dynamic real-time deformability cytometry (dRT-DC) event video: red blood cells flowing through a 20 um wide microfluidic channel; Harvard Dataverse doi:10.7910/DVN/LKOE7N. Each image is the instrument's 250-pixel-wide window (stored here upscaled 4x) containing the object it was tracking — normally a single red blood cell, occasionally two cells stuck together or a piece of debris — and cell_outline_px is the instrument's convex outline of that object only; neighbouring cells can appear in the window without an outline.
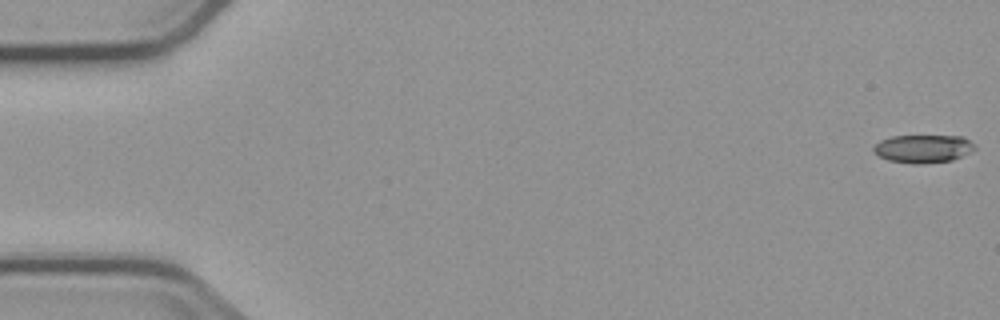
{"species": "common noctule bat (a hibernating species)", "species_latin": "Nyctalus noctula", "temperature_condition": "cold", "stored_images_in_passage": 7, "camera_frame_rate_fps": 3000, "um_per_image_px": 0.085, "animal": {"sex": "male", "body_mass_g": 23.1, "forearm_length_mm": 52.7}, "frame": {"image": 1, "passage_image": 1, "time_ms": 0.0, "image_size_px": [1000, 320], "cell_outline_px": [[976, 148], [952, 160], [916, 164], [888, 160], [880, 156], [872, 148], [880, 140], [892, 136], [964, 136], [976, 144]], "centroid_in_image_um": [78.48, 12.62], "position_along_channel_um": 6.5, "area_um2": 16.36}}
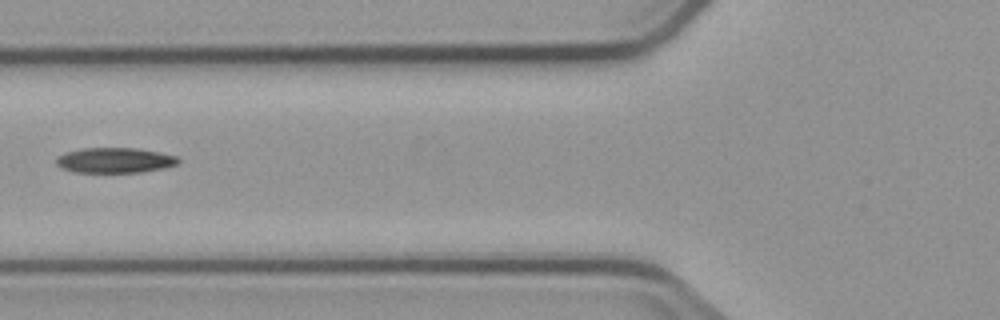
{"frame": {"image": 2, "passage_image": 6, "time_ms": 7.0, "image_size_px": [1000, 320], "cell_outline_px": [[180, 160], [176, 164], [164, 168], [140, 172], [72, 172], [60, 168], [56, 164], [56, 160], [60, 156], [68, 152], [84, 148], [136, 148], [160, 152], [176, 156]], "centroid_in_image_um": [9.76, 13.63], "position_along_channel_um": 116.0, "area_um2": 17.8}}
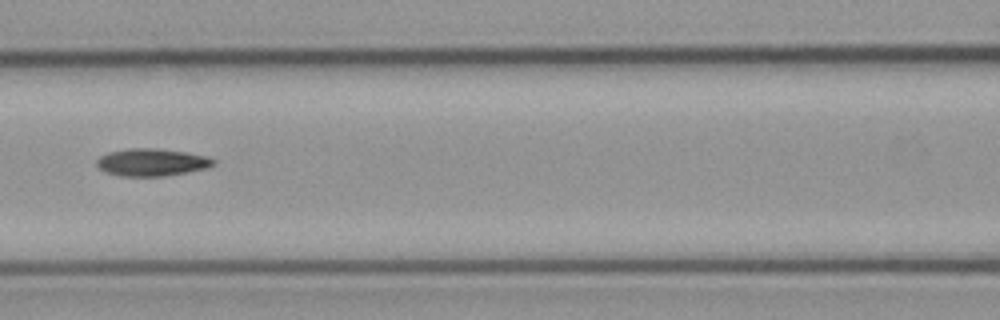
{"frame": {"image": 3, "passage_image": 7, "time_ms": 8.0, "image_size_px": [1000, 320], "cell_outline_px": [[216, 164], [208, 168], [164, 176], [120, 176], [104, 172], [96, 164], [96, 160], [100, 156], [108, 152], [128, 148], [152, 148], [184, 152], [208, 156], [216, 160]], "centroid_in_image_um": [12.9, 13.79], "position_along_channel_um": 153.7, "area_um2": 18.73}}